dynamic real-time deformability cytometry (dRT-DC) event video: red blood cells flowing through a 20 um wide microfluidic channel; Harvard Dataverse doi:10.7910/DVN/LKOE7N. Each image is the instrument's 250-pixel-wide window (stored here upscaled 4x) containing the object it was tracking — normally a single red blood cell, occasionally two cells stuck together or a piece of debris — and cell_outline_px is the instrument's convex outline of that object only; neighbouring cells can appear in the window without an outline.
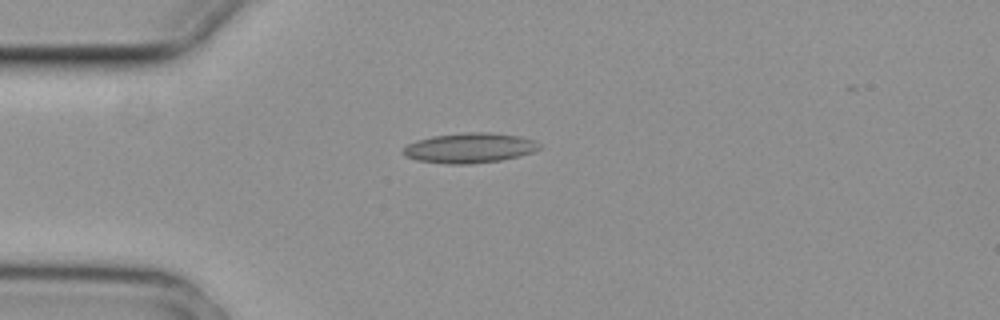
{"species": "common noctule bat (a hibernating species)", "species_latin": "Nyctalus noctula", "temperature_condition": "cold", "stored_images_in_passage": 5, "camera_frame_rate_fps": 3000, "um_per_image_px": 0.085, "animal": {"sex": "female", "body_mass_g": 29.2, "forearm_length_mm": 56.3}, "frame": {"image": 1, "passage_image": 4, "time_ms": 1.0, "image_size_px": [1000, 320], "cell_outline_px": [[540, 148], [532, 152], [520, 156], [500, 160], [468, 164], [448, 164], [416, 160], [404, 156], [400, 152], [408, 144], [416, 140], [432, 136], [464, 132], [488, 132], [520, 136], [532, 140], [540, 144]], "centroid_in_image_um": [39.87, 12.57], "position_along_channel_um": 45.1, "area_um2": 23.87}}
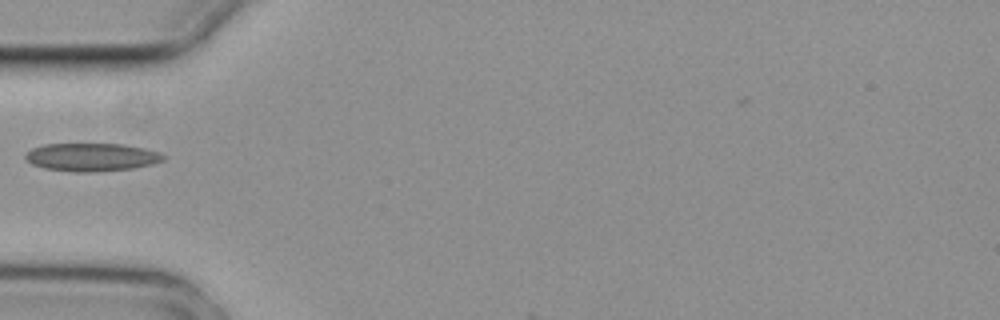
{"frame": {"image": 2, "passage_image": 5, "time_ms": 1.333, "image_size_px": [1000, 320], "cell_outline_px": [[164, 160], [152, 164], [132, 168], [88, 172], [72, 172], [44, 168], [32, 164], [24, 156], [32, 148], [44, 144], [124, 144], [144, 148], [160, 152], [164, 156]], "centroid_in_image_um": [7.79, 13.35], "position_along_channel_um": 77.2, "area_um2": 22.43}}